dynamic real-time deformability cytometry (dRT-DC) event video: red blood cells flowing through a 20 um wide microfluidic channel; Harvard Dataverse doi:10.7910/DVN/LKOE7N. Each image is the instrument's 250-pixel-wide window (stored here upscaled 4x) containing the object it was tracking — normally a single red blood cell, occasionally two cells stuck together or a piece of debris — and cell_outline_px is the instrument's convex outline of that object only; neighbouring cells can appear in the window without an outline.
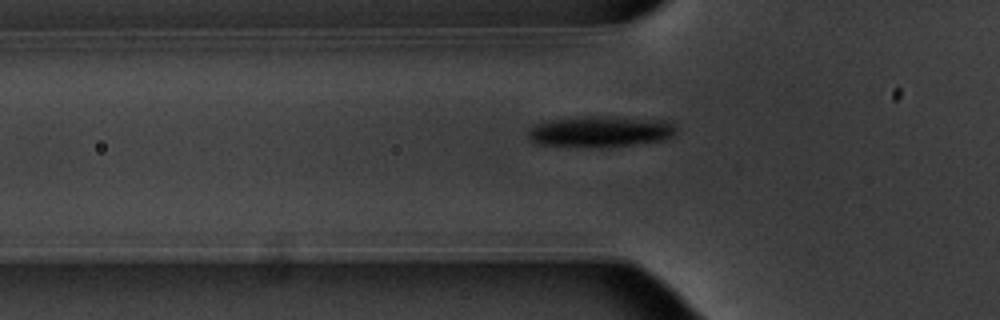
{"species": "common noctule bat (a hibernating species)", "species_latin": "Nyctalus noctula", "temperature_condition": "warm", "stored_images_in_passage": 39, "camera_frame_rate_fps": 3000, "um_per_image_px": 0.085, "animal": {"sex": "male", "body_mass_g": 20.1, "forearm_length_mm": 53.5}, "frame": {"image": 1, "passage_image": 6, "time_ms": 1.667, "image_size_px": [1000, 320], "cell_outline_px": [[676, 132], [672, 136], [664, 140], [600, 148], [592, 148], [536, 144], [528, 140], [528, 132], [536, 124], [552, 120], [588, 116], [604, 116], [664, 120], [676, 124]], "centroid_in_image_um": [51.04, 11.19], "position_along_channel_um": 74.8, "area_um2": 26.93}}
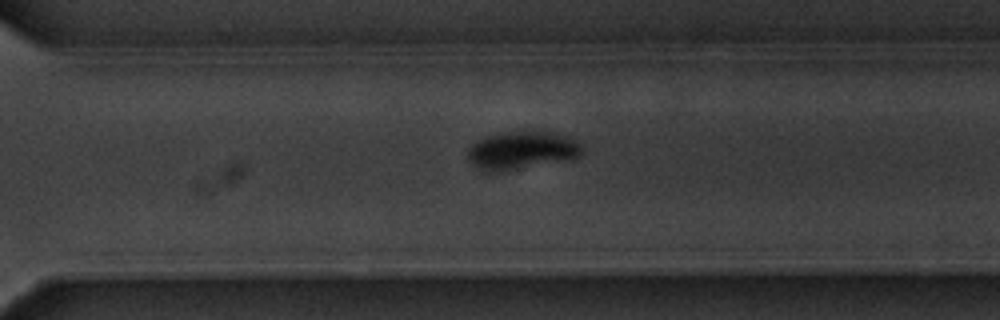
{"frame": {"image": 2, "passage_image": 26, "time_ms": 8.333, "image_size_px": [1000, 320], "cell_outline_px": [[584, 148], [580, 156], [572, 160], [500, 172], [484, 172], [476, 168], [468, 160], [468, 148], [472, 144], [488, 136], [500, 132], [544, 132], [564, 136], [580, 144]], "centroid_in_image_um": [44.33, 12.83], "position_along_channel_um": 326.3, "area_um2": 25.32}}
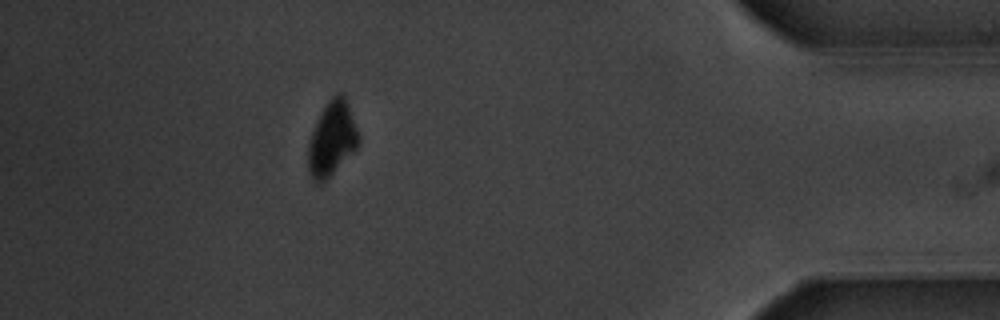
{"frame": {"image": 3, "passage_image": 36, "time_ms": 11.667, "image_size_px": [1000, 320], "cell_outline_px": [[360, 144], [324, 180], [316, 184], [312, 180], [308, 168], [308, 140], [316, 120], [328, 100], [336, 92], [340, 92], [344, 96], [360, 136]], "centroid_in_image_um": [28.19, 11.76], "position_along_channel_um": 407.0, "area_um2": 21.56}}